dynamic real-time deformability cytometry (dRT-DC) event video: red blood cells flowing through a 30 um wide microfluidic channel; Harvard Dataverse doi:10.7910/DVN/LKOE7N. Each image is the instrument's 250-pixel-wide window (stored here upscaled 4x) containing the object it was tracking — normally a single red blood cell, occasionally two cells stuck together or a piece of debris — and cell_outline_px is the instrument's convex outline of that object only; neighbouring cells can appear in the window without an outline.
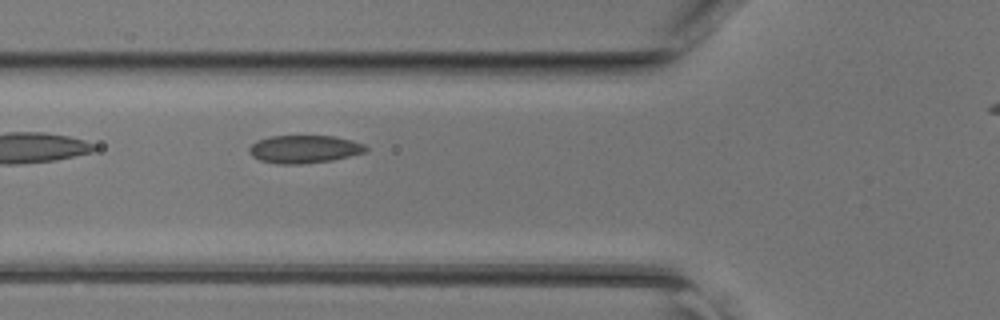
{"species": "common noctule bat (a hibernating species)", "species_latin": "Nyctalus noctula", "temperature_condition": "room temperature", "stored_images_in_passage": 28, "camera_frame_rate_fps": 3000, "um_per_image_px": 0.085, "animal": {"sex": "female", "body_mass_g": 17.0, "forearm_length_mm": 48.0}, "frame": {"image": 1, "passage_image": 3, "time_ms": 0.667, "image_size_px": [1000, 320], "cell_outline_px": [[368, 152], [332, 160], [300, 164], [276, 164], [260, 160], [252, 156], [248, 152], [248, 148], [256, 140], [272, 136], [332, 136], [352, 140], [364, 144], [368, 148]], "centroid_in_image_um": [25.86, 12.68], "position_along_channel_um": 99.9, "area_um2": 19.07}}
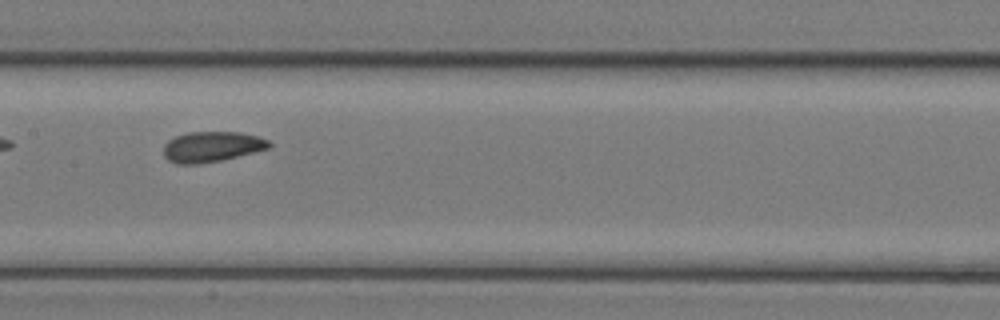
{"frame": {"image": 2, "passage_image": 9, "time_ms": 2.667, "image_size_px": [1000, 320], "cell_outline_px": [[272, 144], [268, 148], [220, 160], [200, 164], [176, 164], [168, 160], [164, 156], [164, 144], [168, 140], [176, 136], [188, 132], [240, 132], [256, 136], [268, 140]], "centroid_in_image_um": [17.95, 12.47], "position_along_channel_um": 189.4, "area_um2": 18.55}}
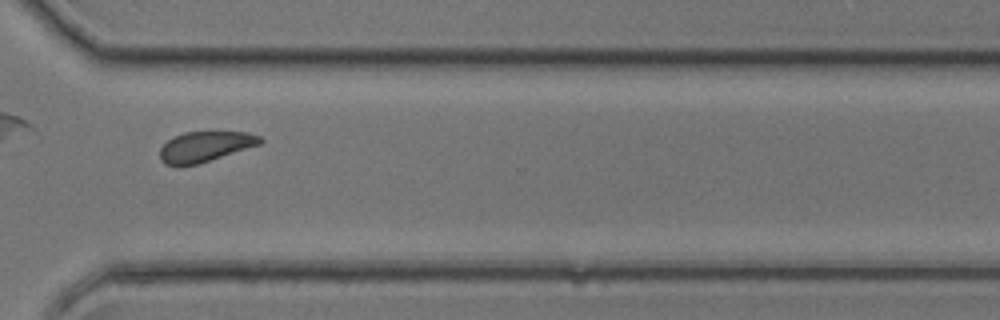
{"frame": {"image": 3, "passage_image": 20, "time_ms": 6.333, "image_size_px": [1000, 320], "cell_outline_px": [[264, 140], [260, 144], [196, 164], [164, 164], [160, 160], [160, 148], [168, 140], [184, 132], [248, 132], [260, 136]], "centroid_in_image_um": [17.44, 12.43], "position_along_channel_um": 353.2, "area_um2": 17.22}}